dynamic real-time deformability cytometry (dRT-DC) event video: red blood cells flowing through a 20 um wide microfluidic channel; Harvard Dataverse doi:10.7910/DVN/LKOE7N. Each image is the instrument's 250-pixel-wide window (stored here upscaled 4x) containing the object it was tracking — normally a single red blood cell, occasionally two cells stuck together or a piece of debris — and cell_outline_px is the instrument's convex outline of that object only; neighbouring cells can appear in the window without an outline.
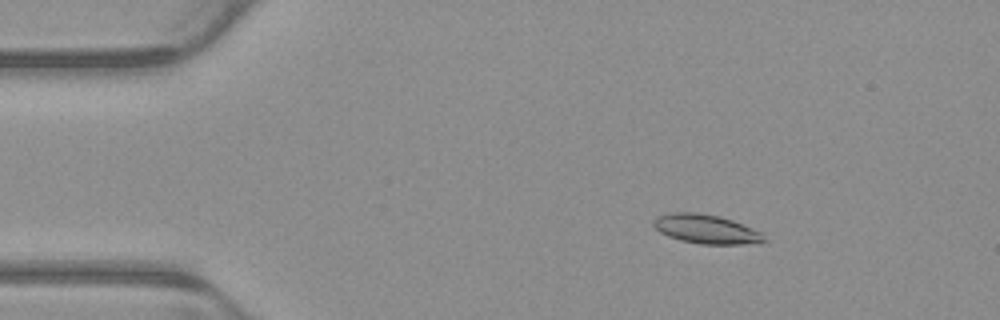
{"species": "common noctule bat (a hibernating species)", "species_latin": "Nyctalus noctula", "temperature_condition": "warm", "stored_images_in_passage": 5, "camera_frame_rate_fps": 3000, "um_per_image_px": 0.085, "animal": {"sex": "male", "body_mass_g": 23.1, "forearm_length_mm": 52.7}, "frame": {"image": 1, "passage_image": 3, "time_ms": 0.667, "image_size_px": [1000, 320], "cell_outline_px": [[764, 240], [760, 244], [700, 244], [680, 240], [668, 236], [660, 232], [652, 224], [652, 220], [656, 216], [672, 212], [696, 212], [720, 216], [732, 220], [764, 232]], "centroid_in_image_um": [60.03, 19.47], "position_along_channel_um": 25.0, "area_um2": 19.02}}